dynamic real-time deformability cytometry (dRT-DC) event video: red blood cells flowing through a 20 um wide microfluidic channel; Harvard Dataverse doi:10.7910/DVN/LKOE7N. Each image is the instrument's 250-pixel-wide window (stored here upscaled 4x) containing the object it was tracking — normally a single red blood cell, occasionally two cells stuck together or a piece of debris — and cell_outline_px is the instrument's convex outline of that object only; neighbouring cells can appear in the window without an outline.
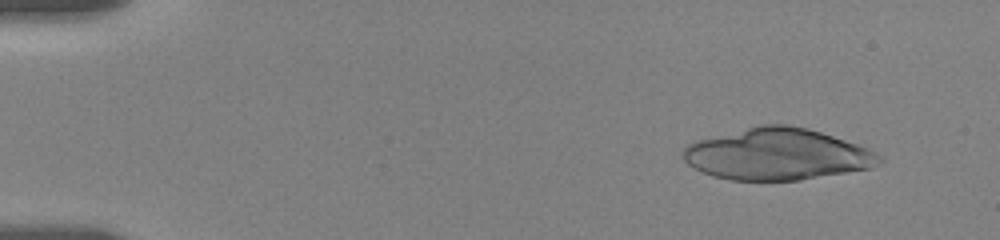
{"species": "human", "species_latin": "Homo sapiens", "temperature_condition": "room temperature", "stored_images_in_passage": 20, "camera_frame_rate_fps": 3000, "um_per_image_px": 0.085, "donor": {"sex": "female"}, "frame": {"image": 1, "passage_image": 2, "time_ms": 1.0, "image_size_px": [1000, 240], "cell_outline_px": [[884, 160], [880, 164], [872, 168], [800, 180], [732, 180], [712, 176], [688, 164], [684, 160], [684, 148], [688, 144], [696, 140], [756, 124], [788, 124], [820, 132], [868, 148], [884, 156]], "centroid_in_image_um": [66.08, 13.1], "position_along_channel_um": 18.9, "area_um2": 59.07}}
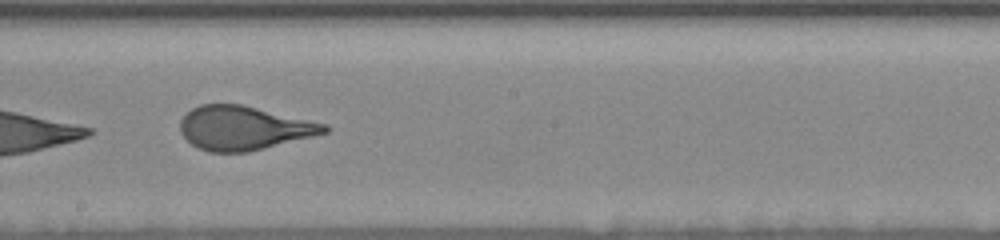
{"frame": {"image": 2, "passage_image": 13, "time_ms": 10.333, "image_size_px": [1000, 240], "cell_outline_px": [[332, 128], [328, 132], [248, 152], [208, 152], [192, 144], [180, 132], [180, 120], [192, 108], [200, 104], [240, 104], [328, 124]], "centroid_in_image_um": [20.73, 10.88], "position_along_channel_um": 227.5, "area_um2": 36.65}}
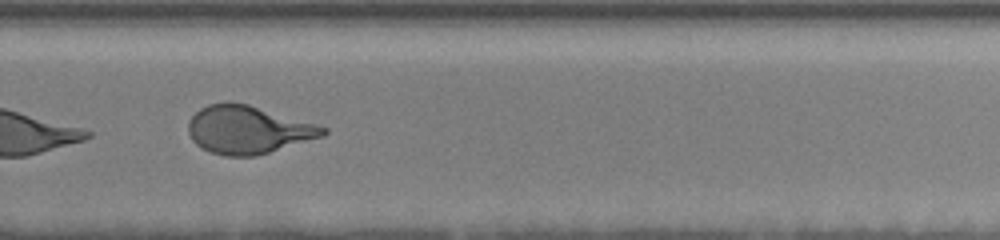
{"frame": {"image": 3, "passage_image": 15, "time_ms": 12.667, "image_size_px": [1000, 240], "cell_outline_px": [[328, 132], [324, 136], [256, 156], [224, 156], [200, 148], [192, 140], [188, 132], [188, 120], [200, 108], [208, 104], [228, 100], [248, 104], [316, 124], [328, 128]], "centroid_in_image_um": [21.06, 11.02], "position_along_channel_um": 308.7, "area_um2": 37.86}, "authors_computed_cell_mechanics": {"area_um2": 37.4255, "velocity_mm_per_s": 3.5057, "shape_relaxation_time_tau1_ms": 9.0255, "shape_relaxation_time_tau2_ms": 0.878, "deformation_change_tau1": 0.2317, "deformation_change_tau2": 0.0726}}